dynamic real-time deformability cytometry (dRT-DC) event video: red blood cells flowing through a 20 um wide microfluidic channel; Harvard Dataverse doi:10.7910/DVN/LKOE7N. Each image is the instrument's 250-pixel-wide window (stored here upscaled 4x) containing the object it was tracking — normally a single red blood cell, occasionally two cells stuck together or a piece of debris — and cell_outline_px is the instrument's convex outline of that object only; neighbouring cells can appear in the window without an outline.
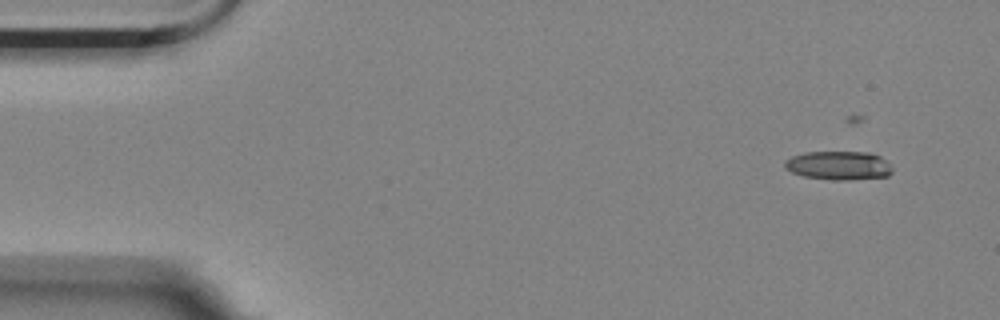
{"species": "Egyptian fruit bat (a non-hibernating species)", "species_latin": "Rousettus aegyptiacus", "temperature_condition": "room temperature", "stored_images_in_passage": 3, "camera_frame_rate_fps": 3000, "um_per_image_px": 0.085, "animal": {"sex": "female"}, "frame": {"image": 1, "passage_image": 1, "time_ms": 0.0, "image_size_px": [1000, 320], "cell_outline_px": [[892, 172], [888, 176], [848, 180], [836, 180], [804, 176], [792, 172], [784, 168], [784, 160], [792, 156], [804, 152], [868, 152], [880, 156], [892, 168]], "centroid_in_image_um": [71.26, 14.06], "position_along_channel_um": 13.7, "area_um2": 17.98}}